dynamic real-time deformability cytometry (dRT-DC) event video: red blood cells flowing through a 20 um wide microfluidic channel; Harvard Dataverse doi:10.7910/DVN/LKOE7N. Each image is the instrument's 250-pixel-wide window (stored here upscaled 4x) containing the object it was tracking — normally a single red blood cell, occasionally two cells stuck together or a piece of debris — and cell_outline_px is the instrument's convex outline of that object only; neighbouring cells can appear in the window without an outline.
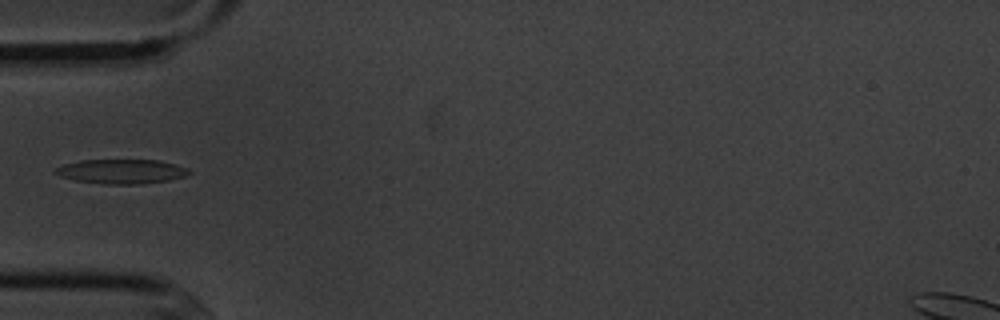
{"species": "common noctule bat (a hibernating species)", "species_latin": "Nyctalus noctula", "temperature_condition": "cold", "stored_images_in_passage": 1, "camera_frame_rate_fps": 3000, "um_per_image_px": 0.085, "animal": {"sex": "male", "body_mass_g": 20.1, "forearm_length_mm": 53.5}, "frame": {"image": 1, "passage_image": 1, "time_ms": 0.0, "image_size_px": [1000, 320], "cell_outline_px": [[192, 172], [184, 176], [168, 180], [140, 184], [104, 184], [76, 180], [60, 176], [52, 172], [56, 168], [64, 164], [80, 160], [160, 160], [176, 164], [188, 168]], "centroid_in_image_um": [10.33, 14.56], "position_along_channel_um": 74.7, "area_um2": 19.02}}